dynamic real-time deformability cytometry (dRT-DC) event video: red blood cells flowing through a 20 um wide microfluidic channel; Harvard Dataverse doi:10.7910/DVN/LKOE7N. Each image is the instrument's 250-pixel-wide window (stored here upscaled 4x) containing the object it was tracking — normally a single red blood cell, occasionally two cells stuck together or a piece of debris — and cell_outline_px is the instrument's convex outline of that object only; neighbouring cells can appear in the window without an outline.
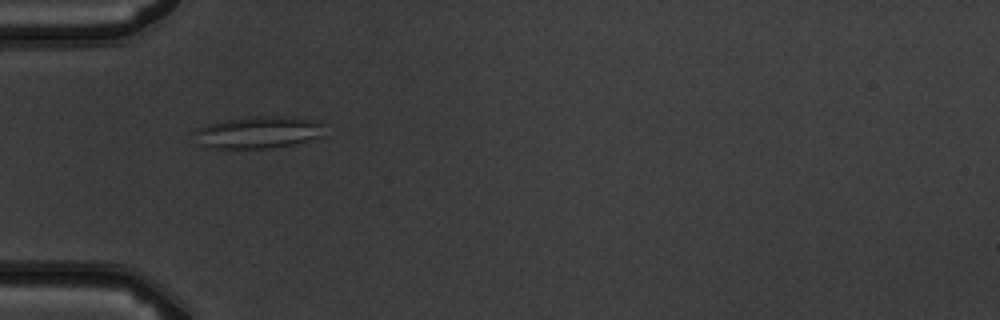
{"species": "common noctule bat (a hibernating species)", "species_latin": "Nyctalus noctula", "temperature_condition": "warm", "stored_images_in_passage": 5, "camera_frame_rate_fps": 3000, "um_per_image_px": 0.085, "animal": {"sex": "male", "body_mass_g": 19.5, "forearm_length_mm": 54.6}, "frame": {"image": 1, "passage_image": 4, "time_ms": 4.333, "image_size_px": [1000, 320], "cell_outline_px": [[324, 136], [296, 144], [272, 148], [204, 148], [200, 144], [192, 132], [196, 128], [204, 124], [252, 116], [296, 116], [312, 120], [324, 124]], "centroid_in_image_um": [21.97, 11.25], "position_along_channel_um": 63.0, "area_um2": 24.8}}
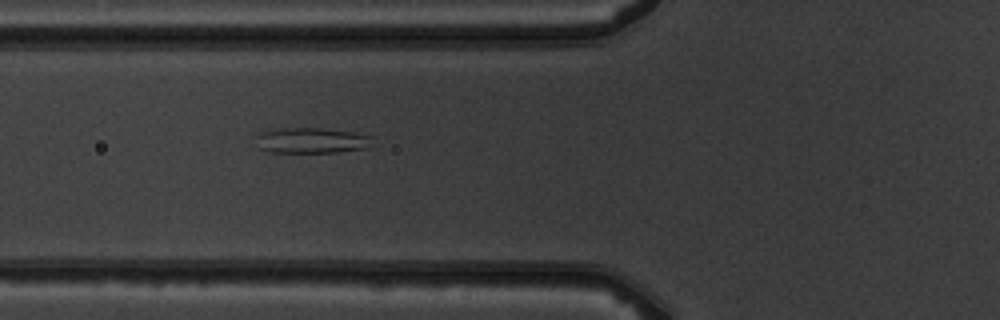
{"frame": {"image": 2, "passage_image": 5, "time_ms": 5.333, "image_size_px": [1000, 320], "cell_outline_px": [[368, 148], [336, 152], [268, 152], [260, 148], [256, 136], [260, 132], [280, 128], [320, 128], [352, 132], [368, 136]], "centroid_in_image_um": [26.4, 11.94], "position_along_channel_um": 99.4, "area_um2": 16.94}}